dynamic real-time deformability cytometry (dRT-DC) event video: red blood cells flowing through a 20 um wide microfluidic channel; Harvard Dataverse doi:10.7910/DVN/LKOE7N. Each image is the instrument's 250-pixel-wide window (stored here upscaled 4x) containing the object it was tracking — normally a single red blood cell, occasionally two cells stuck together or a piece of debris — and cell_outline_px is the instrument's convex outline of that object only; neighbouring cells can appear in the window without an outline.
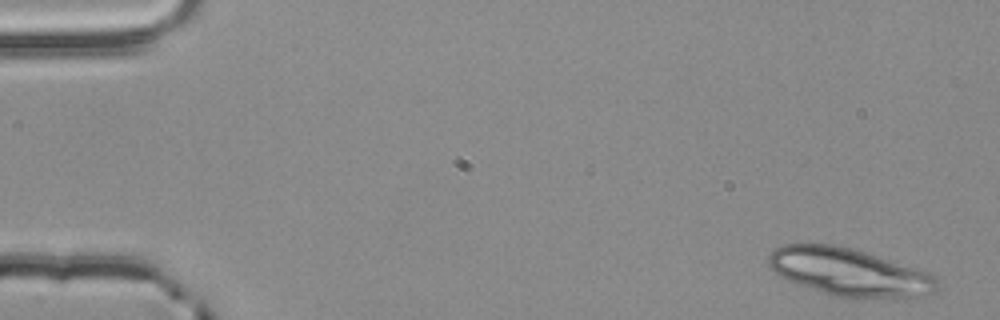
{"species": "common noctule bat (a hibernating species)", "species_latin": "Nyctalus noctula", "temperature_condition": "room temperature", "stored_images_in_passage": 2, "camera_frame_rate_fps": 3000, "um_per_image_px": 0.085, "animal": {"sex": "male", "body_mass_g": 20.4}, "frame": {"image": 1, "passage_image": 2, "time_ms": 0.333, "image_size_px": [1000, 320], "cell_outline_px": [[940, 288], [936, 292], [904, 300], [836, 296], [788, 280], [780, 276], [768, 264], [768, 256], [776, 248], [784, 244], [832, 244], [852, 248], [928, 272], [936, 276], [940, 280]], "centroid_in_image_um": [72.29, 23.15], "position_along_channel_um": 12.7, "area_um2": 46.99}}